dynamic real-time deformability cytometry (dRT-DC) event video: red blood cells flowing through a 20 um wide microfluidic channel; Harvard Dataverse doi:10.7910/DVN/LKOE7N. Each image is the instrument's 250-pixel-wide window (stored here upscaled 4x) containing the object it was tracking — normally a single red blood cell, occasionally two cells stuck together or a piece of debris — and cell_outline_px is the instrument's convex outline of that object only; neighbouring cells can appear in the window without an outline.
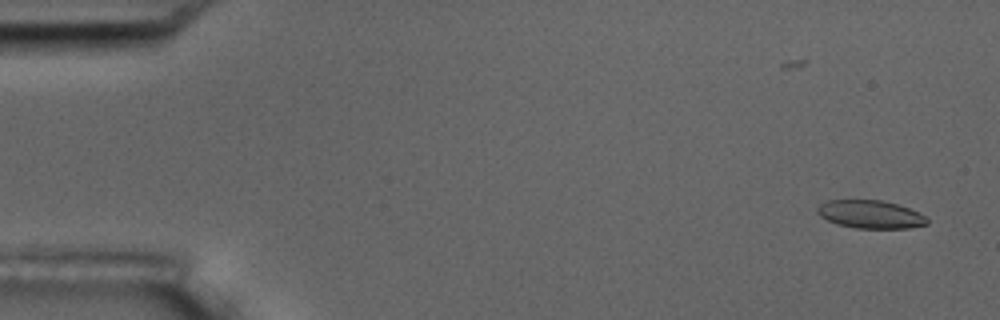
{"species": "common noctule bat (a hibernating species)", "species_latin": "Nyctalus noctula", "temperature_condition": "room temperature", "stored_images_in_passage": 2, "camera_frame_rate_fps": 3000, "um_per_image_px": 0.085, "animal": {"sex": "male", "body_mass_g": 17.5, "forearm_length_mm": 52.3}, "frame": {"image": 1, "passage_image": 2, "time_ms": 1.0, "image_size_px": [1000, 320], "cell_outline_px": [[928, 224], [908, 228], [856, 228], [836, 224], [820, 216], [816, 212], [816, 208], [820, 204], [828, 200], [880, 200], [896, 204], [908, 208], [924, 216], [928, 220]], "centroid_in_image_um": [73.94, 18.22], "position_along_channel_um": 11.1, "area_um2": 17.8}}